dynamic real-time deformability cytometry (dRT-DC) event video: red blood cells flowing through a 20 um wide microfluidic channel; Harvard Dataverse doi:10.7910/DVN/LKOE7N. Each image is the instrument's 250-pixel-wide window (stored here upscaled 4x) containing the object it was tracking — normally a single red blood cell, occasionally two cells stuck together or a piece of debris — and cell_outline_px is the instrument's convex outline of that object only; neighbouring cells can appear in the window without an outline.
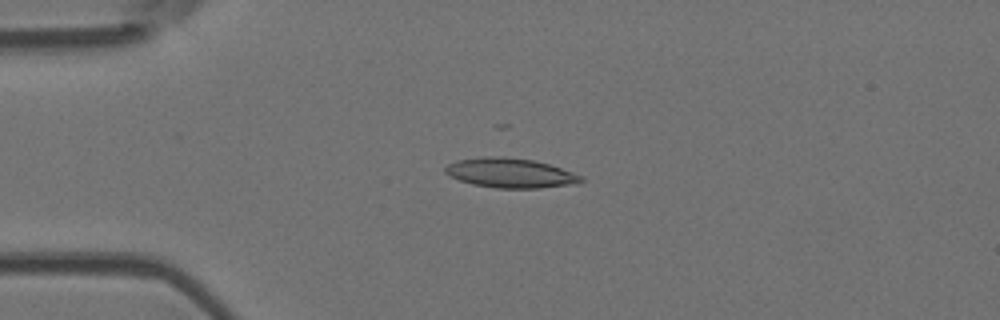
{"species": "Egyptian fruit bat (a non-hibernating species)", "species_latin": "Rousettus aegyptiacus", "temperature_condition": "room temperature", "stored_images_in_passage": 9, "camera_frame_rate_fps": 3000, "um_per_image_px": 0.085, "animal": {"sex": "female"}, "frame": {"image": 1, "passage_image": 2, "time_ms": 0.333, "image_size_px": [1000, 320], "cell_outline_px": [[584, 180], [576, 184], [540, 188], [496, 188], [472, 184], [448, 176], [444, 172], [444, 168], [448, 164], [456, 160], [488, 156], [504, 156], [532, 160], [548, 164], [584, 176]], "centroid_in_image_um": [43.37, 14.7], "position_along_channel_um": 41.6, "area_um2": 23.52}}
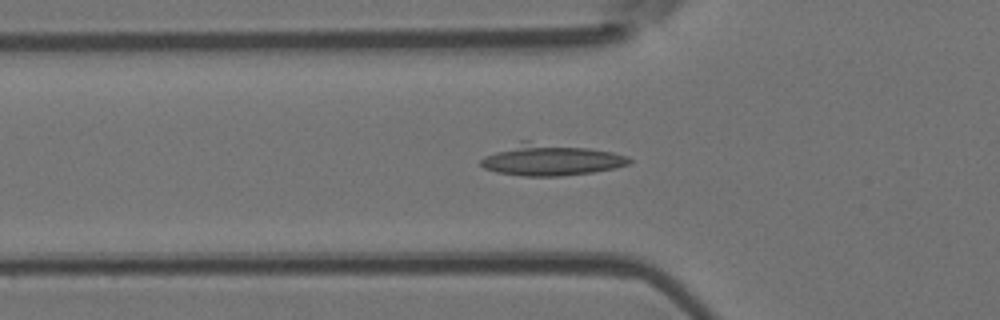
{"frame": {"image": 2, "passage_image": 7, "time_ms": 2.0, "image_size_px": [1000, 320], "cell_outline_px": [[632, 160], [628, 164], [616, 168], [592, 172], [560, 176], [524, 176], [496, 172], [484, 168], [480, 164], [480, 160], [484, 156], [520, 140], [528, 140], [588, 148], [612, 152], [628, 156]], "centroid_in_image_um": [46.79, 13.57], "position_along_channel_um": 79.0, "area_um2": 27.34}}